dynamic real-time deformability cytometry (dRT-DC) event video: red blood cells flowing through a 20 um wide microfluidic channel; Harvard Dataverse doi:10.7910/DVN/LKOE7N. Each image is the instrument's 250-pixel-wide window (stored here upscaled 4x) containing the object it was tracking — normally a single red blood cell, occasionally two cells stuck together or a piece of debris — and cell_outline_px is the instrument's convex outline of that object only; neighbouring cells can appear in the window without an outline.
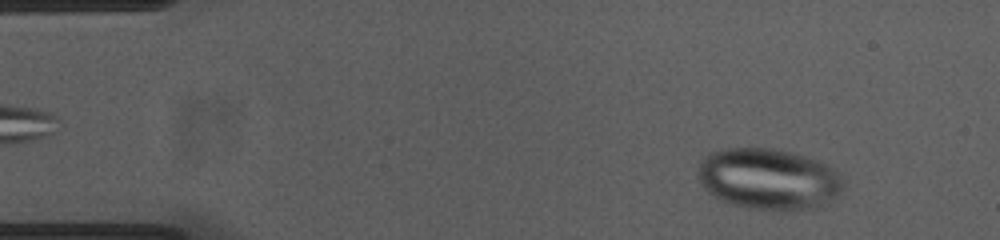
{"species": "common noctule bat (a hibernating species)", "species_latin": "Nyctalus noctula", "temperature_condition": "cold", "stored_images_in_passage": 52, "camera_frame_rate_fps": 3000, "um_per_image_px": 0.085, "animal": {"sex": "female", "body_mass_g": 23.0, "forearm_length_mm": 53.4}, "frame": {"image": 1, "passage_image": 4, "time_ms": 1.0, "image_size_px": [1000, 240], "cell_outline_px": [[844, 188], [828, 204], [820, 208], [752, 208], [732, 204], [720, 200], [708, 192], [700, 180], [696, 168], [700, 160], [708, 152], [728, 148], [776, 148], [792, 152], [828, 164], [836, 168], [844, 176]], "centroid_in_image_um": [65.36, 15.18], "position_along_channel_um": 19.6, "area_um2": 52.08}}
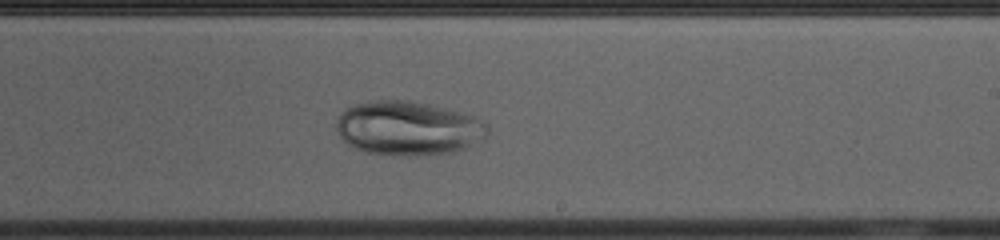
{"frame": {"image": 2, "passage_image": 30, "time_ms": 9.667, "image_size_px": [1000, 240], "cell_outline_px": [[488, 136], [464, 148], [452, 152], [416, 156], [392, 156], [368, 152], [356, 148], [348, 144], [340, 136], [336, 128], [336, 120], [340, 112], [344, 108], [356, 104], [376, 100], [412, 100], [476, 116], [488, 124]], "centroid_in_image_um": [34.69, 10.9], "position_along_channel_um": 254.3, "area_um2": 47.97}}
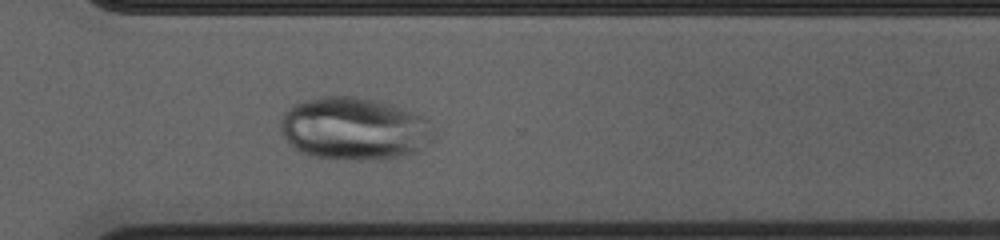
{"frame": {"image": 3, "passage_image": 37, "time_ms": 12.0, "image_size_px": [1000, 240], "cell_outline_px": [[436, 140], [416, 152], [404, 156], [312, 156], [288, 144], [280, 132], [280, 120], [284, 112], [292, 104], [304, 100], [320, 96], [356, 96], [376, 100], [412, 112], [420, 116], [436, 132]], "centroid_in_image_um": [30.07, 10.87], "position_along_channel_um": 340.5, "area_um2": 54.74}}